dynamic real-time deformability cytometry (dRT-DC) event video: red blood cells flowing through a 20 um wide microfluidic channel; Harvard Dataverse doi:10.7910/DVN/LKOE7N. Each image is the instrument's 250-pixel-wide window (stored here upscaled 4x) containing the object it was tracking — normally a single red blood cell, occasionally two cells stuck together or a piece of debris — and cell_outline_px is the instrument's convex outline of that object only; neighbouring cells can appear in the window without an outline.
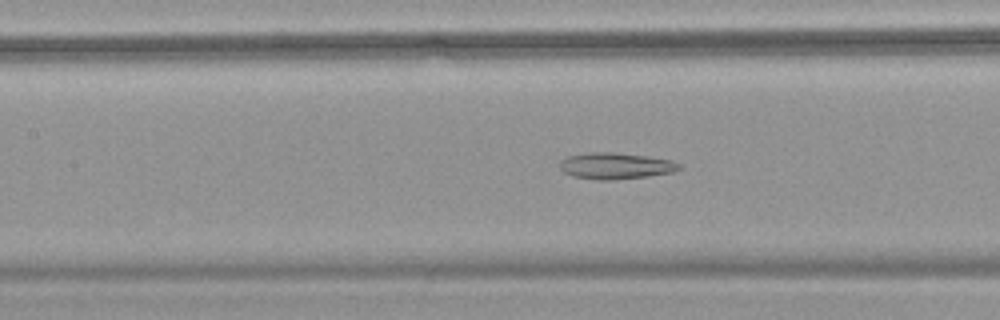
{"species": "common noctule bat (a hibernating species)", "species_latin": "Nyctalus noctula", "temperature_condition": "warm", "stored_images_in_passage": 56, "camera_frame_rate_fps": 3000, "um_per_image_px": 0.085, "animal": {"sex": "female", "body_mass_g": 18.4}, "frame": {"image": 1, "passage_image": 26, "time_ms": 8.333, "image_size_px": [1000, 320], "cell_outline_px": [[684, 168], [672, 172], [648, 176], [612, 180], [596, 180], [572, 176], [564, 172], [560, 168], [560, 160], [568, 156], [588, 152], [616, 152], [648, 156], [672, 160], [680, 164]], "centroid_in_image_um": [52.34, 14.09], "position_along_channel_um": 155.1, "area_um2": 18.55}}
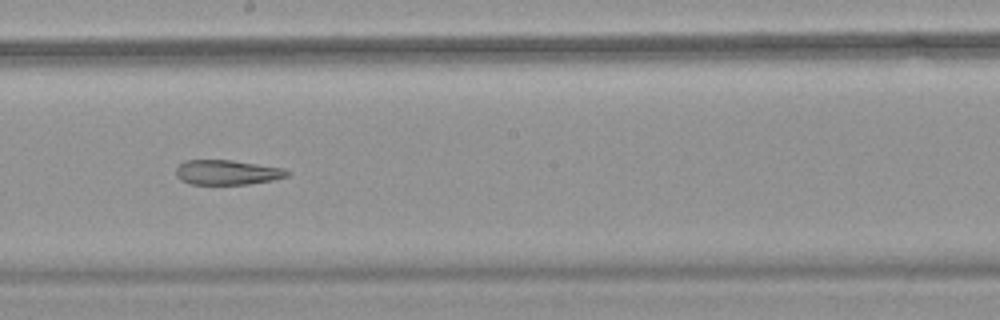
{"frame": {"image": 2, "passage_image": 32, "time_ms": 10.333, "image_size_px": [1000, 320], "cell_outline_px": [[292, 172], [288, 176], [272, 180], [248, 184], [192, 184], [180, 180], [176, 176], [176, 168], [184, 160], [232, 160], [284, 168]], "centroid_in_image_um": [19.32, 14.65], "position_along_channel_um": 228.9, "area_um2": 16.13}}
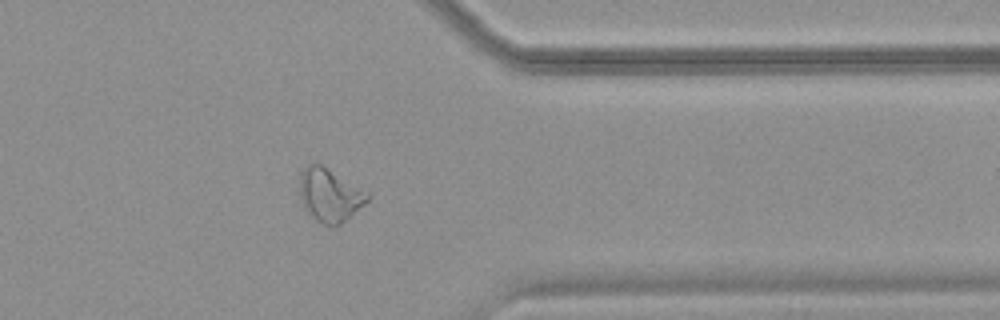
{"frame": {"image": 3, "passage_image": 45, "time_ms": 14.667, "image_size_px": [1000, 320], "cell_outline_px": [[372, 196], [364, 204], [340, 224], [324, 224], [308, 216], [304, 208], [300, 196], [300, 172], [308, 164], [316, 160], [368, 192]], "centroid_in_image_um": [28.0, 16.53], "position_along_channel_um": 383.4, "area_um2": 21.15}, "authors_computed_cell_mechanics": {"area_um2": 22.7443, "velocity_mm_per_s": 3.7267, "shape_relaxation_time_tau1_ms": null, "shape_relaxation_time_tau2_ms": 7.6294, "deformation_change_tau1": null, "deformation_change_tau2": 0.2053}}